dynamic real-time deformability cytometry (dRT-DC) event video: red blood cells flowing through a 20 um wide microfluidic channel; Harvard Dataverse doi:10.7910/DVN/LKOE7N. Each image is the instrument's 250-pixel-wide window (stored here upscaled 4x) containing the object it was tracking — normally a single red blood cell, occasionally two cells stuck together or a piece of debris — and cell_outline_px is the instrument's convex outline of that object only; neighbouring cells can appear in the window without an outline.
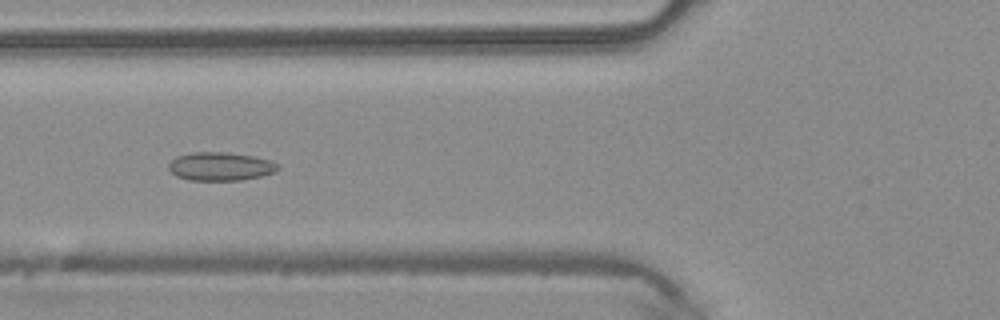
{"species": "common noctule bat (a hibernating species)", "species_latin": "Nyctalus noctula", "temperature_condition": "warm", "stored_images_in_passage": 48, "camera_frame_rate_fps": 3000, "um_per_image_px": 0.085, "animal": {"sex": "male", "body_mass_g": 20.4}, "frame": {"image": 1, "passage_image": 19, "time_ms": 6.0, "image_size_px": [1000, 320], "cell_outline_px": [[280, 168], [276, 172], [260, 176], [240, 180], [188, 180], [176, 176], [168, 168], [168, 164], [176, 156], [192, 152], [228, 152], [252, 156], [272, 160], [280, 164]], "centroid_in_image_um": [18.76, 14.14], "position_along_channel_um": 107.0, "area_um2": 18.26}}
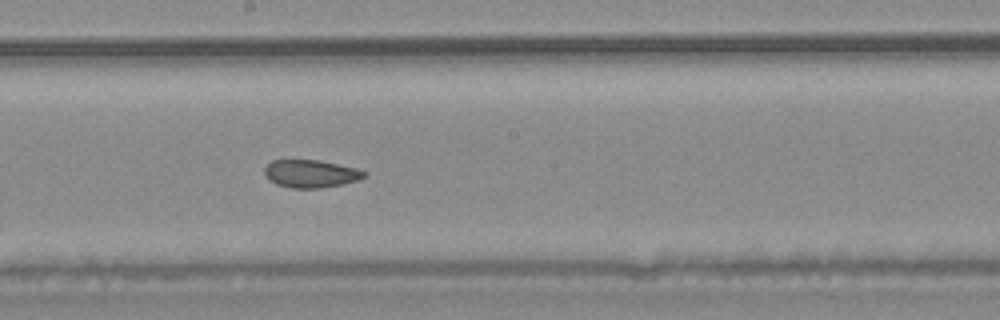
{"frame": {"image": 2, "passage_image": 27, "time_ms": 8.667, "image_size_px": [1000, 320], "cell_outline_px": [[368, 176], [360, 180], [344, 184], [320, 188], [292, 188], [276, 184], [268, 180], [264, 172], [264, 168], [272, 160], [320, 160], [360, 168], [368, 172]], "centroid_in_image_um": [26.49, 14.76], "position_along_channel_um": 221.7, "area_um2": 16.53}}
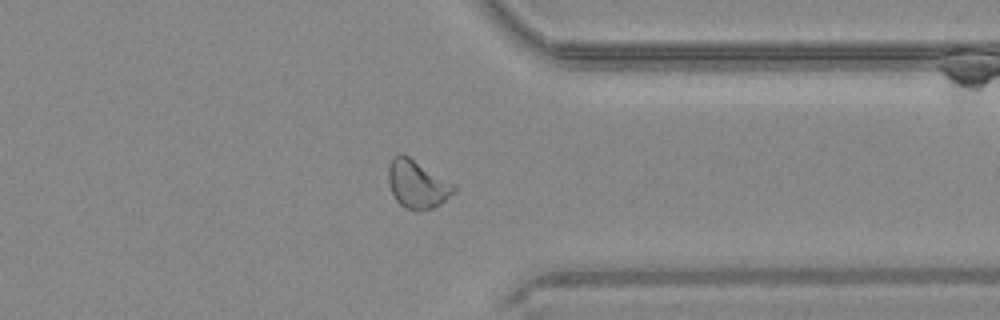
{"frame": {"image": 3, "passage_image": 38, "time_ms": 12.333, "image_size_px": [1000, 320], "cell_outline_px": [[456, 192], [440, 204], [432, 208], [404, 208], [396, 200], [392, 192], [388, 180], [388, 168], [392, 156], [400, 152], [408, 156], [456, 184]], "centroid_in_image_um": [35.48, 15.61], "position_along_channel_um": 375.9, "area_um2": 18.26}}